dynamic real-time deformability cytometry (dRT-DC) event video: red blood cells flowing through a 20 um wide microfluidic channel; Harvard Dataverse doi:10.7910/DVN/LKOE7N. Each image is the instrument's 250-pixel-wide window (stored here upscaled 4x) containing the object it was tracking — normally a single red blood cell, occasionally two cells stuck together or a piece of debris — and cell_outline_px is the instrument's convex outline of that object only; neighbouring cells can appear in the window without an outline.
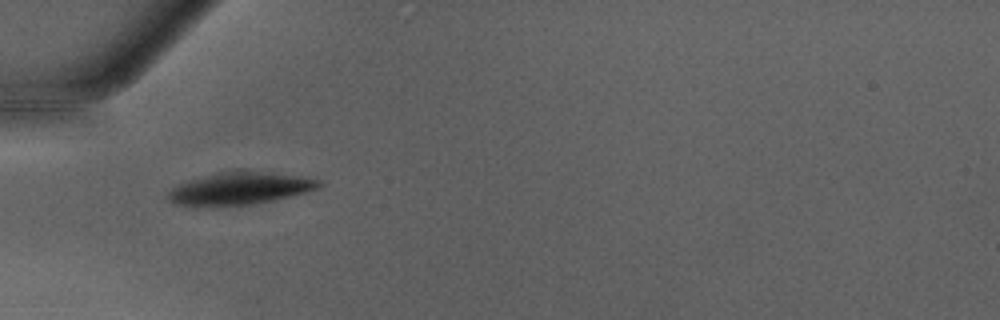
{"species": "Egyptian fruit bat (a non-hibernating species)", "species_latin": "Rousettus aegyptiacus", "temperature_condition": "warm", "stored_images_in_passage": 32, "camera_frame_rate_fps": 3000, "um_per_image_px": 0.085, "animal": {"sex": "male"}, "frame": {"image": 1, "passage_image": 4, "time_ms": 1.0, "image_size_px": [1000, 320], "cell_outline_px": [[324, 184], [316, 188], [304, 192], [260, 204], [196, 208], [176, 204], [168, 200], [168, 192], [172, 188], [196, 176], [216, 172], [244, 168], [248, 168], [320, 180]], "centroid_in_image_um": [20.3, 16.01], "position_along_channel_um": 64.7, "area_um2": 29.65}}
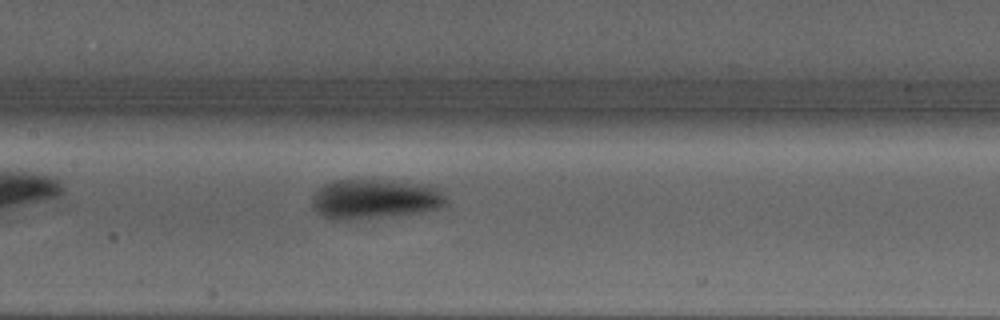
{"frame": {"image": 2, "passage_image": 12, "time_ms": 3.667, "image_size_px": [1000, 320], "cell_outline_px": [[448, 204], [440, 208], [420, 212], [388, 216], [352, 220], [332, 220], [316, 212], [312, 208], [312, 196], [316, 188], [332, 180], [392, 180], [424, 184], [440, 188], [448, 200]], "centroid_in_image_um": [31.85, 16.91], "position_along_channel_um": 175.5, "area_um2": 31.62}}
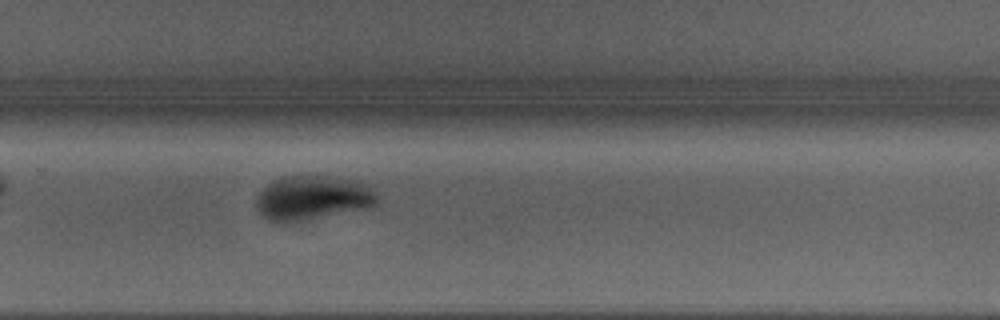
{"frame": {"image": 3, "passage_image": 21, "time_ms": 6.667, "image_size_px": [1000, 320], "cell_outline_px": [[380, 200], [368, 208], [288, 224], [276, 224], [268, 220], [256, 208], [256, 196], [268, 184], [284, 176], [324, 176], [356, 180], [368, 184], [372, 188]], "centroid_in_image_um": [26.57, 16.85], "position_along_channel_um": 303.2, "area_um2": 31.67}, "authors_computed_cell_mechanics": {"area_um2": 29.9115, "velocity_mm_per_s": 4.2768, "shape_relaxation_time_tau1_ms": 5.5108, "shape_relaxation_time_tau2_ms": null, "deformation_change_tau1": 0.2013, "deformation_change_tau2": null}}